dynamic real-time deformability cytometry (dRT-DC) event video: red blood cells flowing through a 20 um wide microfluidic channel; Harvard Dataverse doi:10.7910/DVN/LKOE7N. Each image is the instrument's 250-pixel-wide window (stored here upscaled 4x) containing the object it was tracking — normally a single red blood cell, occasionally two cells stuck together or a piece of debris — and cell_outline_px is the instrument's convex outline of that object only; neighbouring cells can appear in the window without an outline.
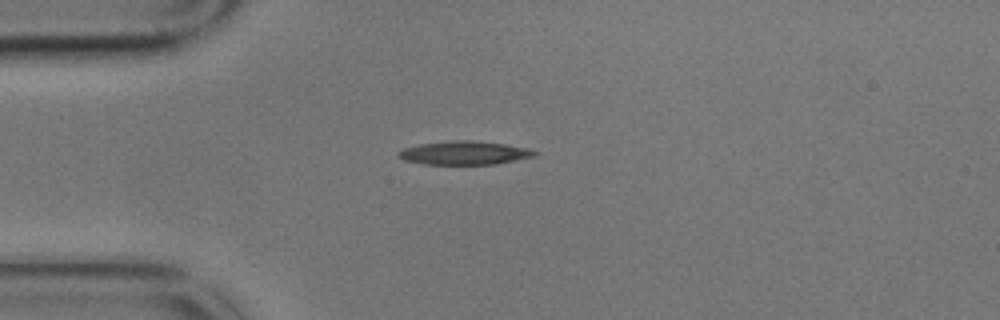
{"species": "common noctule bat (a hibernating species)", "species_latin": "Nyctalus noctula", "temperature_condition": "cold", "stored_images_in_passage": 2, "camera_frame_rate_fps": 3000, "um_per_image_px": 0.085, "animal": {"sex": "male", "body_mass_g": 17.9}, "frame": {"image": 1, "passage_image": 1, "time_ms": 0.0, "image_size_px": [1000, 320], "cell_outline_px": [[540, 152], [536, 156], [496, 164], [424, 164], [404, 160], [396, 156], [396, 152], [404, 148], [420, 144], [452, 140], [472, 140], [504, 144], [532, 148]], "centroid_in_image_um": [39.51, 12.99], "position_along_channel_um": 45.5, "area_um2": 18.9}}